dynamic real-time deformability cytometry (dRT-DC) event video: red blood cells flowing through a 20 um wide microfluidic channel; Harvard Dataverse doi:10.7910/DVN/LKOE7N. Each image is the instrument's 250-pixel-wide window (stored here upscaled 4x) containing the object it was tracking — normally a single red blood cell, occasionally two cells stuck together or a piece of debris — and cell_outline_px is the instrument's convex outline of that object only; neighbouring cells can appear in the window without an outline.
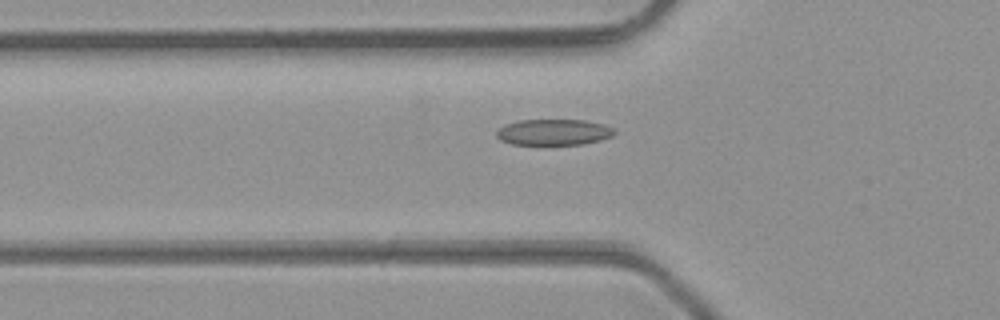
{"species": "common noctule bat (a hibernating species)", "species_latin": "Nyctalus noctula", "temperature_condition": "room temperature", "stored_images_in_passage": 23, "camera_frame_rate_fps": 3000, "um_per_image_px": 0.085, "animal": {"sex": "male", "body_mass_g": 23.1, "forearm_length_mm": 52.7}, "frame": {"image": 1, "passage_image": 3, "time_ms": 0.667, "image_size_px": [1000, 320], "cell_outline_px": [[616, 132], [612, 136], [600, 140], [584, 144], [512, 144], [500, 140], [496, 136], [496, 132], [504, 124], [520, 120], [584, 120], [604, 124], [616, 128]], "centroid_in_image_um": [47.09, 11.23], "position_along_channel_um": 78.7, "area_um2": 17.92}}
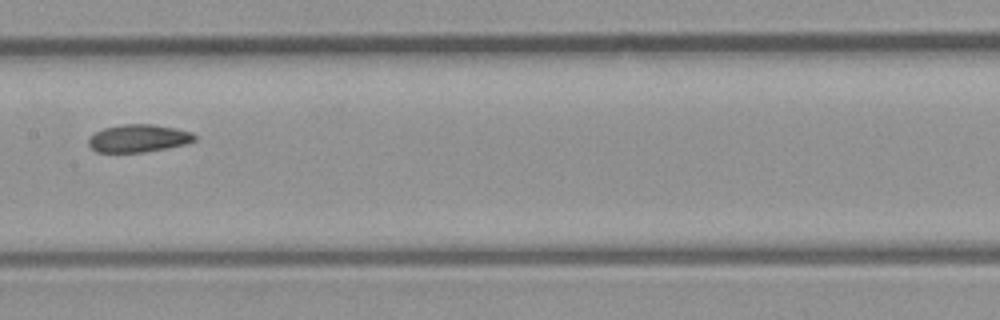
{"frame": {"image": 2, "passage_image": 11, "time_ms": 3.333, "image_size_px": [1000, 320], "cell_outline_px": [[196, 140], [184, 144], [168, 148], [144, 152], [96, 152], [88, 144], [88, 140], [96, 132], [104, 128], [124, 124], [152, 124], [176, 128], [192, 132], [196, 136]], "centroid_in_image_um": [11.79, 11.76], "position_along_channel_um": 195.6, "area_um2": 17.05}}
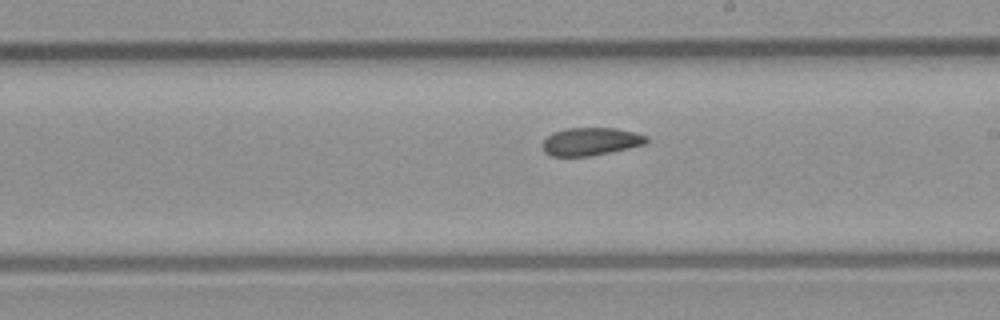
{"frame": {"image": 3, "passage_image": 14, "time_ms": 4.333, "image_size_px": [1000, 320], "cell_outline_px": [[648, 140], [644, 144], [628, 148], [592, 156], [552, 156], [544, 152], [544, 140], [552, 132], [568, 128], [616, 128], [648, 136]], "centroid_in_image_um": [50.21, 12.03], "position_along_channel_um": 238.8, "area_um2": 16.7}}